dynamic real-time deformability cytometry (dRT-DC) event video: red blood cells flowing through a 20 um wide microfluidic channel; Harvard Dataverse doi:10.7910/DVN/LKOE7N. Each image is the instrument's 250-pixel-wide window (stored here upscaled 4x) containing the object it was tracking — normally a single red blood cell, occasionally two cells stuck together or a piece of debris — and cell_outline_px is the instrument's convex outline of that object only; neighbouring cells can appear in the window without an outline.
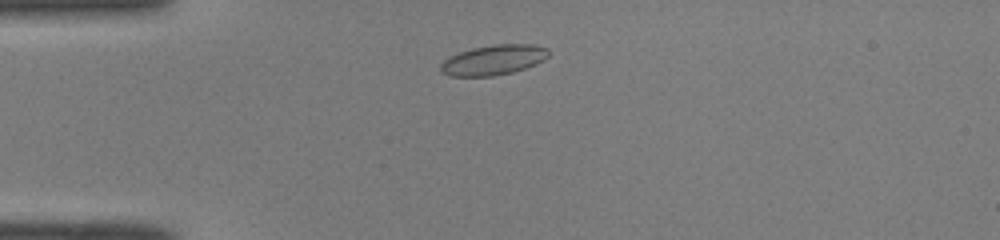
{"species": "common noctule bat (a hibernating species)", "species_latin": "Nyctalus noctula", "temperature_condition": "room temperature", "stored_images_in_passage": 41, "camera_frame_rate_fps": 3000, "um_per_image_px": 0.085, "animal": {"sex": "male", "body_mass_g": 19.0, "forearm_length_mm": 50.8}, "frame": {"image": 1, "passage_image": 4, "time_ms": 1.0, "image_size_px": [1000, 240], "cell_outline_px": [[544, 48], [540, 60], [532, 64], [508, 72], [484, 76], [460, 76], [444, 72], [444, 64], [448, 60], [464, 52], [480, 48]], "centroid_in_image_um": [41.8, 5.2], "position_along_channel_um": 43.2, "area_um2": 15.26}}
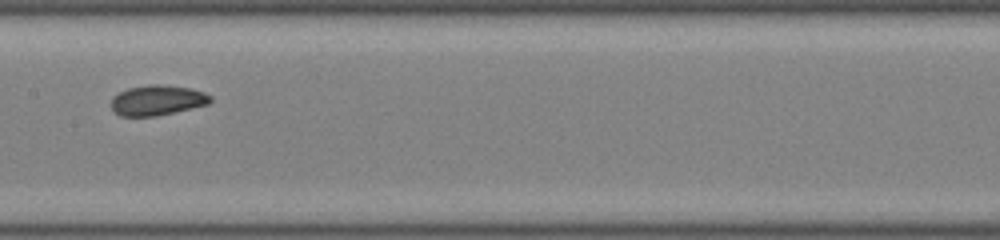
{"frame": {"image": 2, "passage_image": 17, "time_ms": 5.333, "image_size_px": [1000, 240], "cell_outline_px": [[208, 100], [204, 104], [168, 112], [148, 116], [124, 116], [116, 112], [112, 108], [112, 100], [116, 96], [132, 88], [184, 88], [200, 92], [208, 96]], "centroid_in_image_um": [13.27, 8.58], "position_along_channel_um": 194.1, "area_um2": 15.03}}
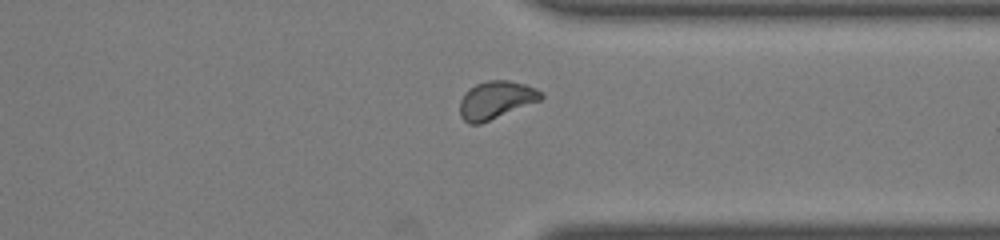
{"frame": {"image": 3, "passage_image": 30, "time_ms": 9.667, "image_size_px": [1000, 240], "cell_outline_px": [[540, 100], [488, 120], [476, 124], [472, 124], [464, 120], [460, 112], [460, 104], [464, 96], [472, 88], [480, 84], [520, 84], [532, 88], [540, 92]], "centroid_in_image_um": [42.11, 8.59], "position_along_channel_um": 369.3, "area_um2": 15.78}, "authors_computed_cell_mechanics": {"area_um2": 15.1436, "velocity_mm_per_s": 4.0418, "shape_relaxation_time_tau1_ms": null, "shape_relaxation_time_tau2_ms": 2.0529, "deformation_change_tau1": null, "deformation_change_tau2": 0.07}}